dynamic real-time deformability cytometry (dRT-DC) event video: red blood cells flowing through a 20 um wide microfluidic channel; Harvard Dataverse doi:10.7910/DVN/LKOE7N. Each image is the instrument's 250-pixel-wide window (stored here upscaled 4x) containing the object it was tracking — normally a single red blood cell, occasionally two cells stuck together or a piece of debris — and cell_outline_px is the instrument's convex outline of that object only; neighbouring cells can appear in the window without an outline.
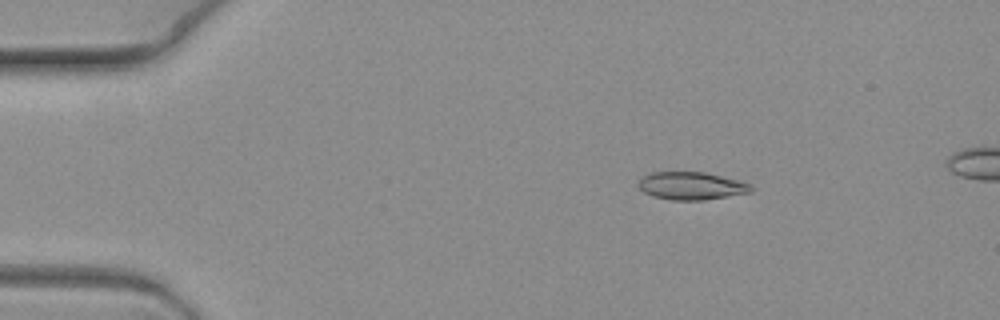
{"species": "common noctule bat (a hibernating species)", "species_latin": "Nyctalus noctula", "temperature_condition": "warm", "stored_images_in_passage": 10, "camera_frame_rate_fps": 3000, "um_per_image_px": 0.085, "animal": {"sex": "female", "body_mass_g": 19.3, "forearm_length_mm": 54.1}, "frame": {"image": 1, "passage_image": 4, "time_ms": 1.0, "image_size_px": [1000, 320], "cell_outline_px": [[756, 188], [752, 192], [704, 200], [672, 200], [652, 196], [644, 192], [636, 184], [644, 176], [652, 172], [704, 172], [736, 180], [748, 184]], "centroid_in_image_um": [58.75, 15.8], "position_along_channel_um": 26.2, "area_um2": 18.09}}
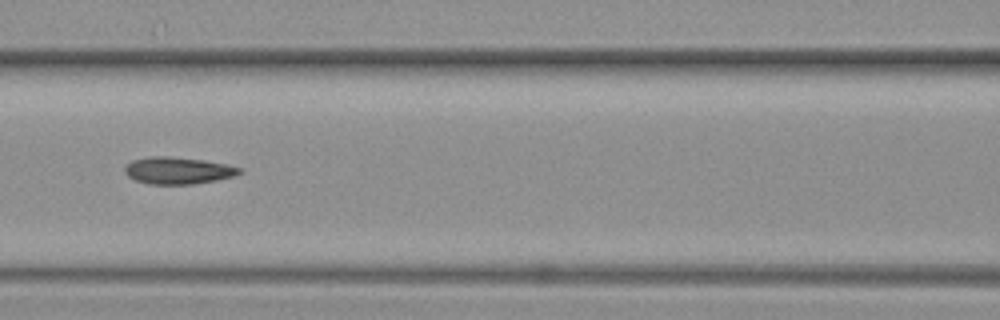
{"frame": {"image": 2, "passage_image": 9, "time_ms": 2.667, "image_size_px": [1000, 320], "cell_outline_px": [[244, 172], [236, 176], [216, 180], [192, 184], [148, 184], [136, 180], [128, 176], [124, 172], [124, 168], [132, 160], [152, 156], [168, 156], [204, 160], [224, 164], [240, 168]], "centroid_in_image_um": [15.13, 14.5], "position_along_channel_um": 151.5, "area_um2": 17.98}}